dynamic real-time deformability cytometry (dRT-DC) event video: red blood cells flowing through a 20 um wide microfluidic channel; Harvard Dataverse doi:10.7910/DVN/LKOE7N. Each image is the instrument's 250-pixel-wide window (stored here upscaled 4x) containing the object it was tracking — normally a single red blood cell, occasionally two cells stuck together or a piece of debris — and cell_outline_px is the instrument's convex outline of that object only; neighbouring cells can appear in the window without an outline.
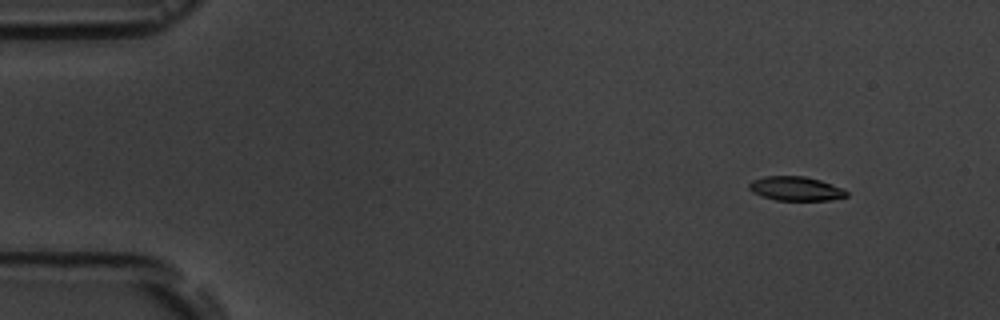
{"species": "common noctule bat (a hibernating species)", "species_latin": "Nyctalus noctula", "temperature_condition": "room temperature", "stored_images_in_passage": 5, "camera_frame_rate_fps": 3000, "um_per_image_px": 0.085, "animal": {"sex": "male", "body_mass_g": 19.5, "forearm_length_mm": 54.6}, "frame": {"image": 1, "passage_image": 1, "time_ms": 0.0, "image_size_px": [1000, 320], "cell_outline_px": [[848, 196], [832, 200], [776, 200], [760, 196], [752, 192], [748, 188], [748, 184], [752, 180], [764, 176], [804, 176], [820, 180], [844, 188], [848, 192]], "centroid_in_image_um": [67.64, 16.03], "position_along_channel_um": 17.4, "area_um2": 13.87}}